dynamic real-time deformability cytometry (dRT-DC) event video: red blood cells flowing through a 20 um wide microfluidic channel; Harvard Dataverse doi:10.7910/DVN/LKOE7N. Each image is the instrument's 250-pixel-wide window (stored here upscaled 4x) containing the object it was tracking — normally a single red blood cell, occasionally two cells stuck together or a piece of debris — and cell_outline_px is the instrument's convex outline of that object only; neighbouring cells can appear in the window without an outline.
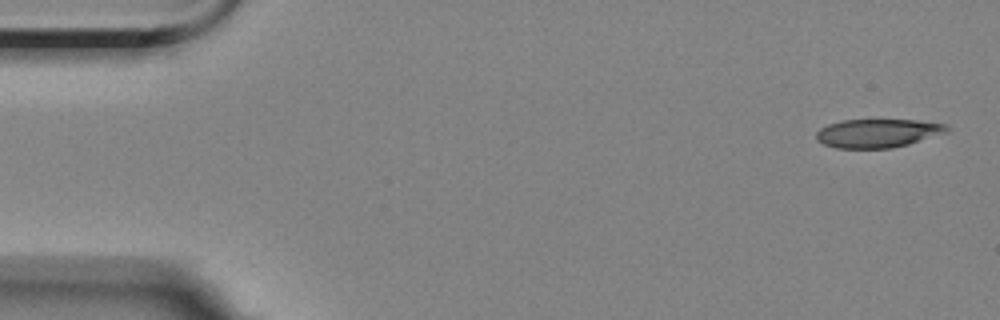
{"species": "Egyptian fruit bat (a non-hibernating species)", "species_latin": "Rousettus aegyptiacus", "temperature_condition": "room temperature", "stored_images_in_passage": 4, "camera_frame_rate_fps": 3000, "um_per_image_px": 0.085, "animal": {"sex": "female"}, "frame": {"image": 1, "passage_image": 1, "time_ms": 0.0, "image_size_px": [1000, 320], "cell_outline_px": [[948, 132], [908, 144], [892, 148], [836, 148], [824, 144], [816, 140], [816, 132], [820, 128], [828, 124], [840, 120], [916, 120], [948, 124]], "centroid_in_image_um": [74.59, 11.32], "position_along_channel_um": 10.4, "area_um2": 21.79}}